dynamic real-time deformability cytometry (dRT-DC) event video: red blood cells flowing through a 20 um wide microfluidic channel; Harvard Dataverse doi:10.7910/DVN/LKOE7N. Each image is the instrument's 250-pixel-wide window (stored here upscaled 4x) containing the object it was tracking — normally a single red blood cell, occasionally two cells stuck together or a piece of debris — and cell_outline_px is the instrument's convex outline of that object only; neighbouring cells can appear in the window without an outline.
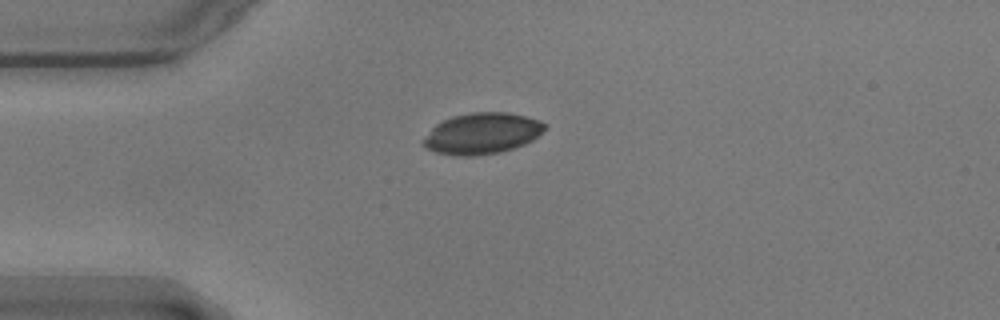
{"species": "common noctule bat (a hibernating species)", "species_latin": "Nyctalus noctula", "temperature_condition": "warm", "stored_images_in_passage": 43, "camera_frame_rate_fps": 3000, "um_per_image_px": 0.085, "animal": {"sex": "male", "body_mass_g": 17.9}, "frame": {"image": 1, "passage_image": 1, "time_ms": 0.0, "image_size_px": [1000, 320], "cell_outline_px": [[548, 128], [532, 140], [524, 144], [500, 152], [476, 156], [456, 156], [436, 152], [428, 148], [420, 140], [436, 124], [452, 116], [472, 112], [508, 112], [540, 120], [548, 124]], "centroid_in_image_um": [40.99, 11.34], "position_along_channel_um": 44.0, "area_um2": 29.25}}
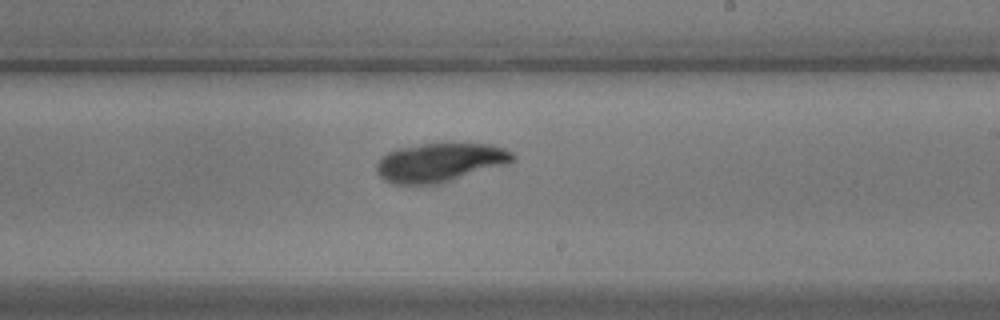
{"frame": {"image": 2, "passage_image": 20, "time_ms": 6.333, "image_size_px": [1000, 320], "cell_outline_px": [[516, 160], [508, 164], [436, 184], [392, 184], [384, 180], [376, 172], [376, 164], [388, 152], [396, 148], [420, 144], [492, 144], [504, 148], [512, 152], [516, 156]], "centroid_in_image_um": [37.4, 13.8], "position_along_channel_um": 251.6, "area_um2": 30.69}}
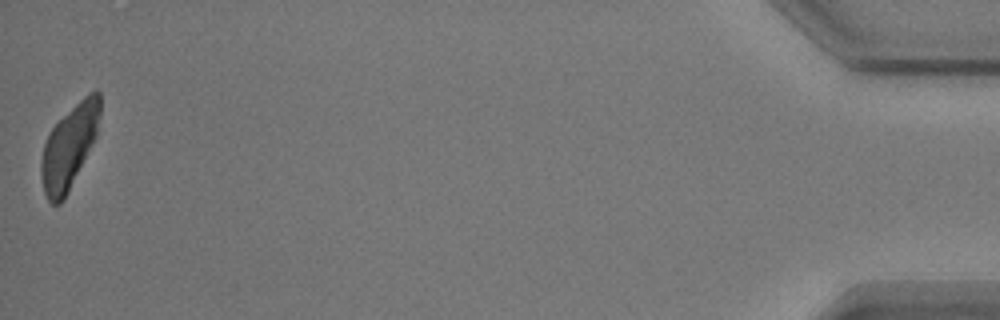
{"frame": {"image": 3, "passage_image": 43, "time_ms": 14.0, "image_size_px": [1000, 320], "cell_outline_px": [[100, 116], [96, 136], [64, 200], [60, 204], [52, 204], [48, 200], [44, 192], [40, 172], [40, 160], [44, 144], [52, 128], [88, 92], [96, 88], [100, 92]], "centroid_in_image_um": [5.88, 12.48], "position_along_channel_um": 429.3, "area_um2": 28.21}}